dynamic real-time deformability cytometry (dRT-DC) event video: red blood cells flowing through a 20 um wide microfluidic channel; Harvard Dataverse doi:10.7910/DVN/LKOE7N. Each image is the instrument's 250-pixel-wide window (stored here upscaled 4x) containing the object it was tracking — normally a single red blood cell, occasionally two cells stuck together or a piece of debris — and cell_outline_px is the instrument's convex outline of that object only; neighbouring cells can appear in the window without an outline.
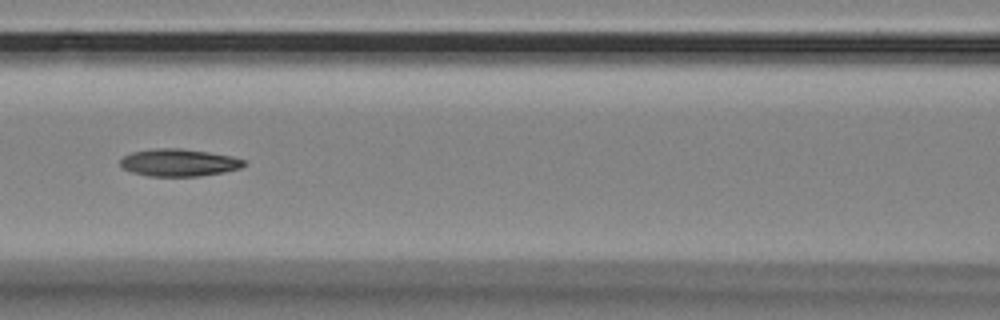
{"species": "Egyptian fruit bat (a non-hibernating species)", "species_latin": "Rousettus aegyptiacus", "temperature_condition": "room temperature", "stored_images_in_passage": 18, "camera_frame_rate_fps": 3000, "um_per_image_px": 0.085, "animal": {"sex": "female"}, "frame": {"image": 1, "passage_image": 11, "time_ms": 3.333, "image_size_px": [1000, 320], "cell_outline_px": [[244, 164], [240, 168], [224, 172], [200, 176], [148, 176], [132, 172], [124, 168], [120, 164], [120, 160], [124, 156], [132, 152], [156, 148], [180, 148], [208, 152], [232, 156], [244, 160]], "centroid_in_image_um": [15.19, 13.82], "position_along_channel_um": 151.4, "area_um2": 19.59}}
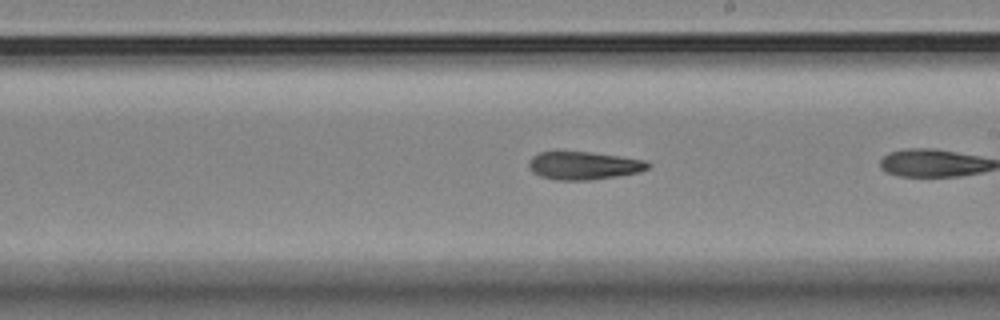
{"frame": {"image": 2, "passage_image": 16, "time_ms": 5.0, "image_size_px": [1000, 320], "cell_outline_px": [[652, 164], [648, 168], [640, 172], [592, 180], [556, 180], [540, 176], [532, 172], [528, 168], [528, 160], [532, 156], [540, 152], [560, 148], [648, 160]], "centroid_in_image_um": [49.56, 14.03], "position_along_channel_um": 239.4, "area_um2": 20.29}}